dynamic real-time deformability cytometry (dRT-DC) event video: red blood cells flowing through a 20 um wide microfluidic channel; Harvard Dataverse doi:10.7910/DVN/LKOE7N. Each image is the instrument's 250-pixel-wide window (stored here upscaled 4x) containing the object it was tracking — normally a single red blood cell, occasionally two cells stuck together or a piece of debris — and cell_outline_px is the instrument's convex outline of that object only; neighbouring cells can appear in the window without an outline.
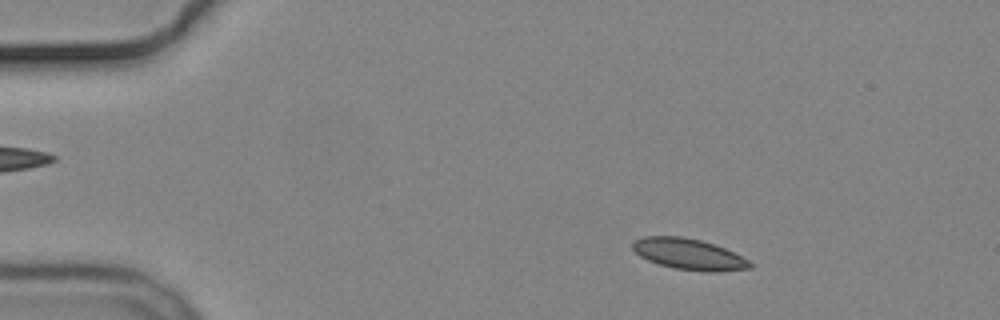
{"species": "common noctule bat (a hibernating species)", "species_latin": "Nyctalus noctula", "temperature_condition": "cold", "stored_images_in_passage": 4, "camera_frame_rate_fps": 3000, "um_per_image_px": 0.085, "animal": {"sex": "male", "body_mass_g": 19.2, "forearm_length_mm": 51.8}, "frame": {"image": 1, "passage_image": 2, "time_ms": 1.0, "image_size_px": [1000, 320], "cell_outline_px": [[756, 264], [752, 268], [716, 272], [708, 272], [676, 268], [660, 264], [648, 260], [640, 256], [632, 248], [632, 240], [644, 236], [680, 236], [700, 240], [724, 248]], "centroid_in_image_um": [58.55, 21.6], "position_along_channel_um": 26.5, "area_um2": 21.1}}
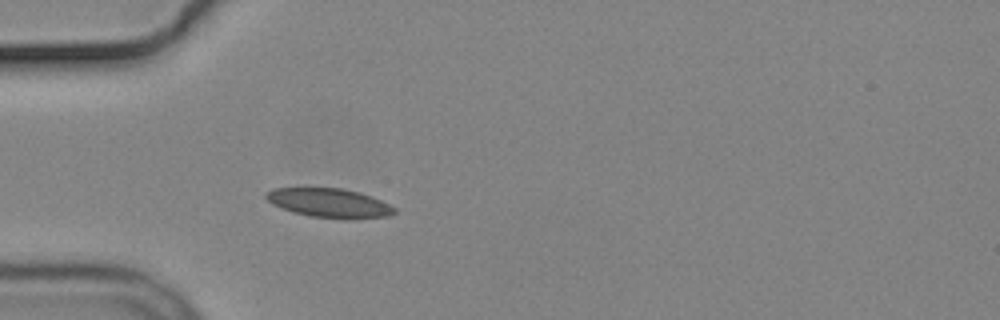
{"frame": {"image": 2, "passage_image": 4, "time_ms": 3.667, "image_size_px": [1000, 320], "cell_outline_px": [[396, 212], [388, 216], [352, 220], [348, 220], [308, 216], [292, 212], [280, 208], [272, 204], [264, 196], [272, 188], [340, 188], [360, 192], [372, 196], [396, 208]], "centroid_in_image_um": [28.01, 17.27], "position_along_channel_um": 57.0, "area_um2": 22.08}}